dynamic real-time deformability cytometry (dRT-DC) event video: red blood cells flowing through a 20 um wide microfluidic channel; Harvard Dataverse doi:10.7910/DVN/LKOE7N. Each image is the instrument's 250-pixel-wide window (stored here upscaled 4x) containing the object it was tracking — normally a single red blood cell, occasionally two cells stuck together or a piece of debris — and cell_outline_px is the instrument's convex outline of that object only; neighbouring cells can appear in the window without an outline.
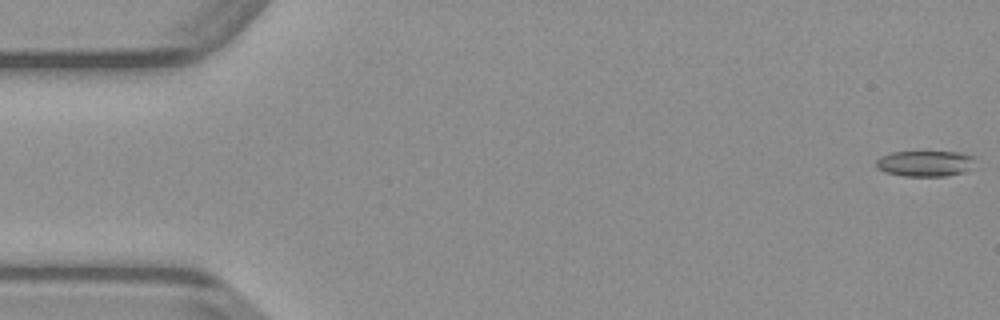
{"species": "common noctule bat (a hibernating species)", "species_latin": "Nyctalus noctula", "temperature_condition": "warm", "stored_images_in_passage": 47, "camera_frame_rate_fps": 3000, "um_per_image_px": 0.085, "animal": {"sex": "male", "body_mass_g": 23.1, "forearm_length_mm": 52.7}, "frame": {"image": 1, "passage_image": 1, "time_ms": 0.0, "image_size_px": [1000, 320], "cell_outline_px": [[980, 168], [964, 172], [944, 176], [904, 176], [884, 172], [876, 168], [876, 160], [880, 156], [892, 152], [960, 152], [976, 156]], "centroid_in_image_um": [78.77, 13.9], "position_along_channel_um": 6.2, "area_um2": 15.55}}
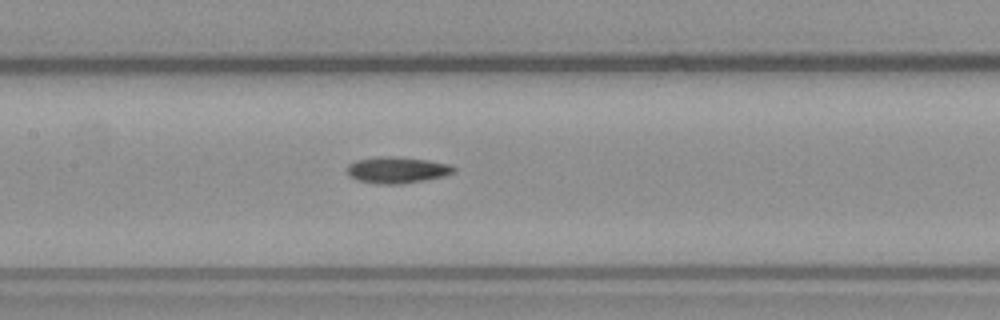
{"frame": {"image": 2, "passage_image": 23, "time_ms": 7.333, "image_size_px": [1000, 320], "cell_outline_px": [[456, 172], [444, 176], [404, 184], [376, 184], [356, 180], [348, 176], [344, 168], [348, 164], [356, 160], [376, 156], [392, 156], [428, 160], [448, 164], [456, 168]], "centroid_in_image_um": [33.69, 14.45], "position_along_channel_um": 173.7, "area_um2": 16.76}}
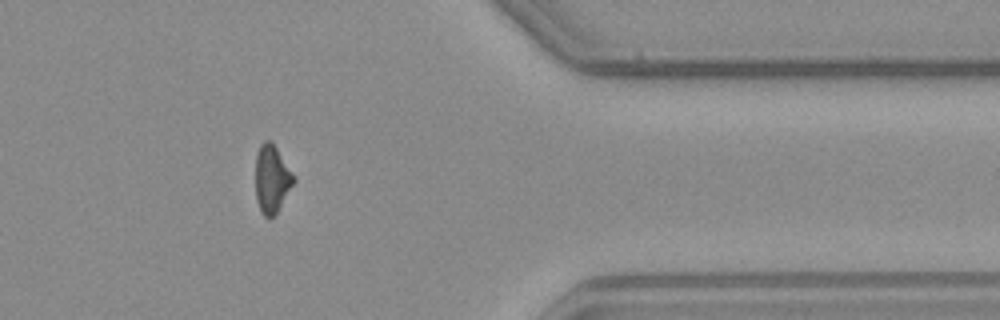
{"frame": {"image": 3, "passage_image": 40, "time_ms": 13.0, "image_size_px": [1000, 320], "cell_outline_px": [[296, 180], [276, 212], [268, 220], [260, 212], [256, 200], [256, 152], [260, 144], [264, 140], [272, 140], [296, 176]], "centroid_in_image_um": [23.11, 15.17], "position_along_channel_um": 388.3, "area_um2": 15.37}}